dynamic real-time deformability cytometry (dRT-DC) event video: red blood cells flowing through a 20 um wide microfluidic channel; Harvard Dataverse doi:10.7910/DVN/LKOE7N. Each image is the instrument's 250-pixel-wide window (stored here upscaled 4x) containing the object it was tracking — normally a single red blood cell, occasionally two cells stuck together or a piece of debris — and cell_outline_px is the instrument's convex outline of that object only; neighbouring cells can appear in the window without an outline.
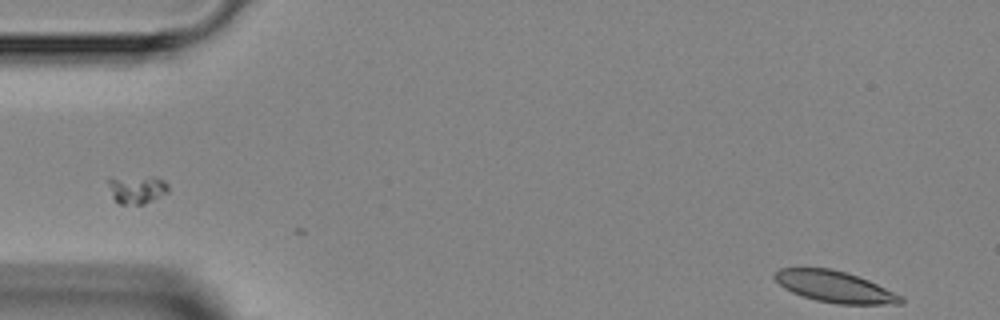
{"species": "Egyptian fruit bat (a non-hibernating species)", "species_latin": "Rousettus aegyptiacus", "temperature_condition": "room temperature", "stored_images_in_passage": 3, "segment_of_instrument_passage": [2, 2], "camera_frame_rate_fps": 3000, "um_per_image_px": 0.085, "animal": {"sex": "female"}, "frame": {"image": 1, "passage_image": 3, "time_ms": 2.0, "image_size_px": [1000, 320], "cell_outline_px": [[904, 304], [836, 304], [816, 300], [792, 292], [784, 288], [772, 276], [780, 268], [832, 268], [868, 280], [904, 296]], "centroid_in_image_um": [70.99, 24.38], "position_along_channel_um": 14.0, "area_um2": 22.95}}